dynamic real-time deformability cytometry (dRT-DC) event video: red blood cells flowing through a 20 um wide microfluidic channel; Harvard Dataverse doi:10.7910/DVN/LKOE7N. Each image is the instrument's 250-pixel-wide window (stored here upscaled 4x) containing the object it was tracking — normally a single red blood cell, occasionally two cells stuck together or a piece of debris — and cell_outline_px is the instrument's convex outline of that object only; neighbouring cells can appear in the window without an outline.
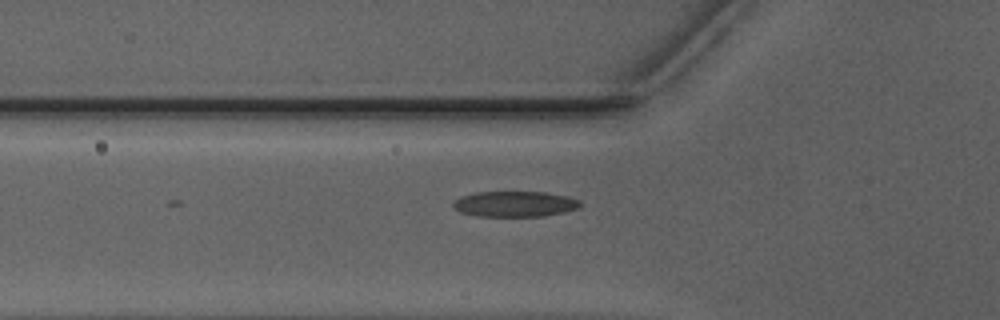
{"species": "Egyptian fruit bat (a non-hibernating species)", "species_latin": "Rousettus aegyptiacus", "temperature_condition": "warm", "stored_images_in_passage": 14, "camera_frame_rate_fps": 3000, "um_per_image_px": 0.085, "animal": {"sex": "male"}, "frame": {"image": 1, "passage_image": 14, "time_ms": 4.333, "image_size_px": [1000, 320], "cell_outline_px": [[580, 208], [564, 212], [544, 216], [476, 216], [460, 212], [452, 208], [452, 200], [460, 196], [476, 192], [544, 192], [568, 196], [580, 200]], "centroid_in_image_um": [43.72, 17.34], "position_along_channel_um": 82.1, "area_um2": 19.19}}